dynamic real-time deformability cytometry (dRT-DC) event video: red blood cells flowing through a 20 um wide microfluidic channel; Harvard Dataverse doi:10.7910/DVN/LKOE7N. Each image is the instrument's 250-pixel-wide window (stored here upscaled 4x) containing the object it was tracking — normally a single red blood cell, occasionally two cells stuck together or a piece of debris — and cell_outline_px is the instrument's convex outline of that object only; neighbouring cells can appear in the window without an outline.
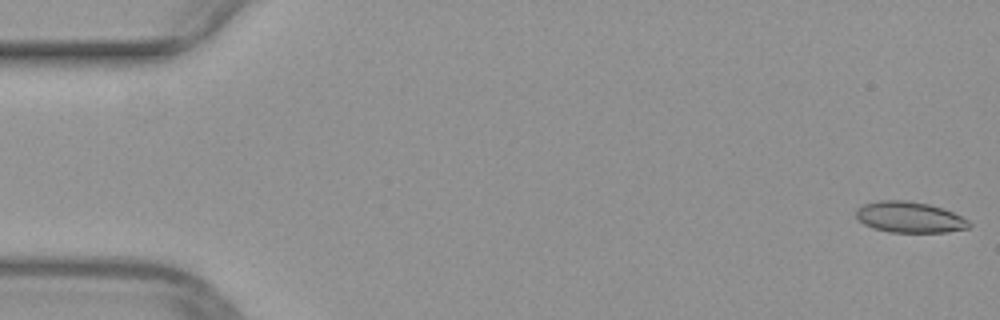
{"species": "common noctule bat (a hibernating species)", "species_latin": "Nyctalus noctula", "temperature_condition": "warm", "stored_images_in_passage": 49, "camera_frame_rate_fps": 3000, "um_per_image_px": 0.085, "animal": {"sex": "female", "body_mass_g": 29.2, "forearm_length_mm": 56.3}, "frame": {"image": 1, "passage_image": 1, "time_ms": 0.0, "image_size_px": [1000, 320], "cell_outline_px": [[972, 224], [968, 228], [948, 232], [888, 232], [872, 228], [864, 224], [856, 216], [856, 208], [864, 204], [880, 200], [908, 200], [928, 204], [952, 212], [968, 220]], "centroid_in_image_um": [77.29, 18.46], "position_along_channel_um": 7.7, "area_um2": 20.35}}
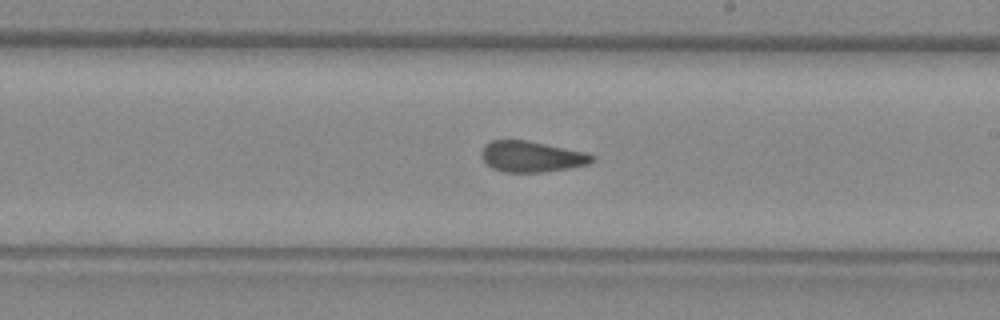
{"frame": {"image": 2, "passage_image": 29, "time_ms": 9.333, "image_size_px": [1000, 320], "cell_outline_px": [[596, 160], [588, 164], [568, 168], [544, 172], [504, 172], [492, 168], [484, 160], [480, 152], [492, 140], [524, 140], [584, 152], [596, 156]], "centroid_in_image_um": [45.21, 13.32], "position_along_channel_um": 243.8, "area_um2": 19.59}}
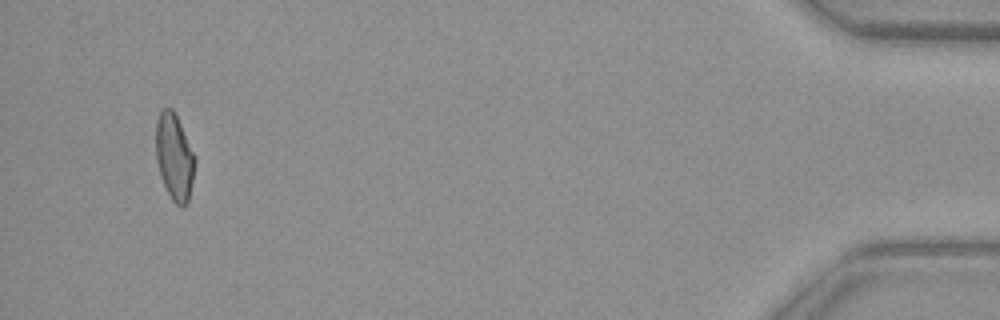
{"frame": {"image": 3, "passage_image": 48, "time_ms": 15.667, "image_size_px": [1000, 320], "cell_outline_px": [[196, 164], [188, 204], [184, 208], [180, 208], [172, 200], [160, 176], [156, 160], [156, 120], [160, 112], [164, 108], [172, 108], [196, 156]], "centroid_in_image_um": [14.84, 13.39], "position_along_channel_um": 420.4, "area_um2": 19.88}}